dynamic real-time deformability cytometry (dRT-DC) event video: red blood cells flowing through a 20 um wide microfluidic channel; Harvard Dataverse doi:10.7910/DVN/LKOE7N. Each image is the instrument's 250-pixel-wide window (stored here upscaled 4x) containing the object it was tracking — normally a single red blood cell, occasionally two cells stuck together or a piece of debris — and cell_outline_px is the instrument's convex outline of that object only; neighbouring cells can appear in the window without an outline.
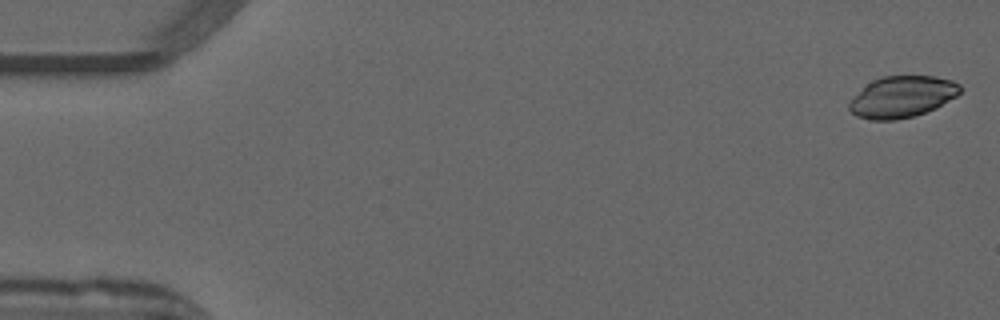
{"species": "common noctule bat (a hibernating species)", "species_latin": "Nyctalus noctula", "temperature_condition": "warm", "stored_images_in_passage": 51, "camera_frame_rate_fps": 3000, "um_per_image_px": 0.085, "animal": {"sex": "male", "forearm_length_mm": 52.5}, "frame": {"image": 1, "passage_image": 1, "time_ms": 0.0, "image_size_px": [1000, 320], "cell_outline_px": [[960, 92], [956, 96], [936, 108], [912, 116], [892, 120], [868, 120], [856, 116], [848, 108], [848, 104], [872, 80], [880, 76], [932, 76], [952, 80], [960, 84]], "centroid_in_image_um": [76.69, 8.23], "position_along_channel_um": 8.3, "area_um2": 26.41}}
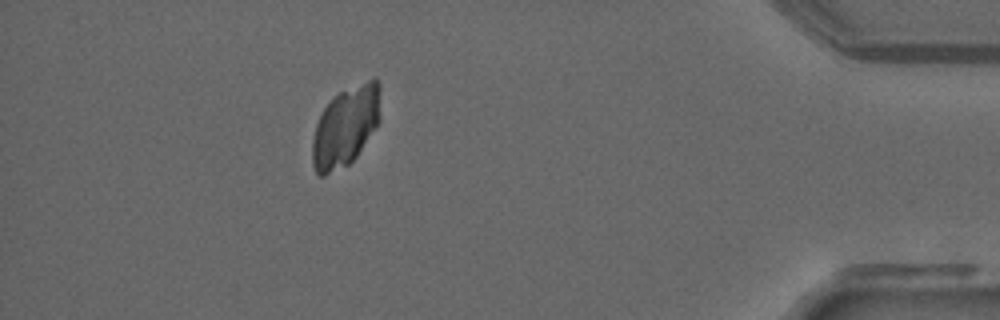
{"frame": {"image": 2, "passage_image": 46, "time_ms": 15.0, "image_size_px": [1000, 320], "cell_outline_px": [[380, 120], [356, 156], [348, 164], [324, 176], [320, 176], [316, 172], [312, 164], [312, 140], [316, 124], [324, 108], [340, 92], [376, 76], [380, 84]], "centroid_in_image_um": [29.38, 10.74], "position_along_channel_um": 405.8, "area_um2": 31.39}}